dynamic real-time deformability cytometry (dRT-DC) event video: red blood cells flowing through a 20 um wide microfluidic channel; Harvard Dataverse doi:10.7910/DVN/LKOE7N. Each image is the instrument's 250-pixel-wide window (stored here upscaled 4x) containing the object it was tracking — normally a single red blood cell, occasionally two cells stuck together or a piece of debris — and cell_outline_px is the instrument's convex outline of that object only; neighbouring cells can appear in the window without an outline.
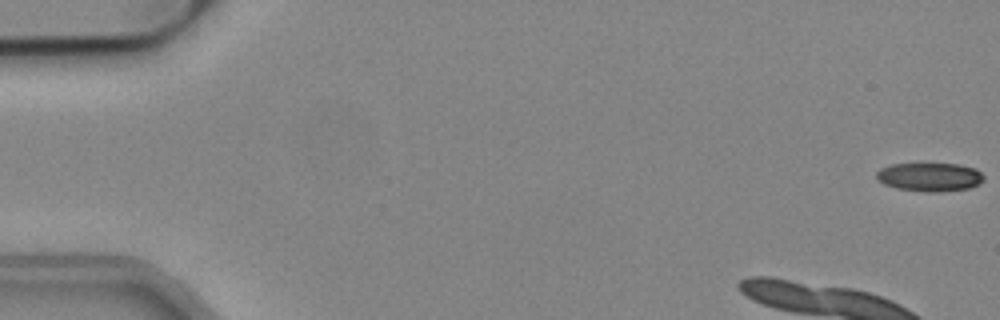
{"species": "common noctule bat (a hibernating species)", "species_latin": "Nyctalus noctula", "temperature_condition": "cold", "stored_images_in_passage": 11, "camera_frame_rate_fps": 3000, "um_per_image_px": 0.085, "animal": {"sex": "male", "body_mass_g": 19.2, "forearm_length_mm": 51.8}, "frame": {"image": 1, "passage_image": 1, "time_ms": 0.0, "image_size_px": [1000, 320], "cell_outline_px": [[984, 180], [980, 184], [968, 188], [936, 192], [924, 192], [896, 188], [884, 184], [876, 176], [876, 172], [880, 168], [892, 164], [960, 164], [976, 168], [984, 176]], "centroid_in_image_um": [79.05, 15.04], "position_along_channel_um": 6.0, "area_um2": 17.92}}